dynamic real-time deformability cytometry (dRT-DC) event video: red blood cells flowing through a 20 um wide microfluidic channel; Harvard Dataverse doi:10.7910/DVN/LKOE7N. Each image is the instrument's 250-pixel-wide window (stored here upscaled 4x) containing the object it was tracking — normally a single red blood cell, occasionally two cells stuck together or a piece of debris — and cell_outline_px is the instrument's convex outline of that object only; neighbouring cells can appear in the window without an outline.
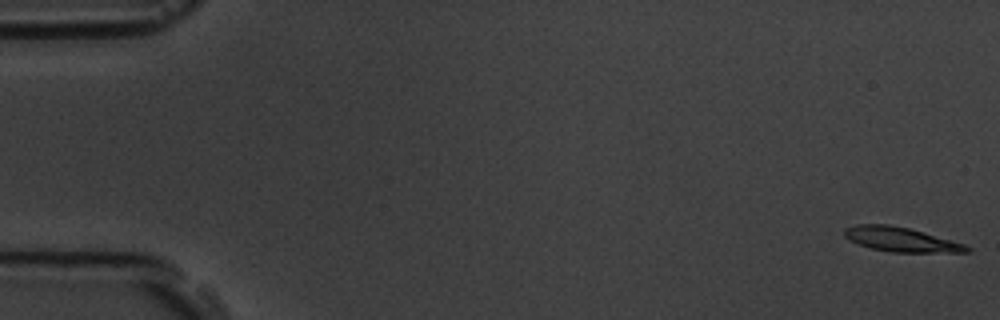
{"species": "common noctule bat (a hibernating species)", "species_latin": "Nyctalus noctula", "temperature_condition": "room temperature", "stored_images_in_passage": 54, "camera_frame_rate_fps": 3000, "um_per_image_px": 0.085, "animal": {"sex": "male", "body_mass_g": 19.5, "forearm_length_mm": 54.6}, "frame": {"image": 1, "passage_image": 1, "time_ms": 0.0, "image_size_px": [1000, 320], "cell_outline_px": [[972, 248], [968, 252], [892, 252], [872, 248], [848, 240], [844, 236], [844, 228], [856, 224], [888, 224], [908, 228], [924, 232], [964, 244]], "centroid_in_image_um": [76.55, 20.34], "position_along_channel_um": 8.5, "area_um2": 17.28}}
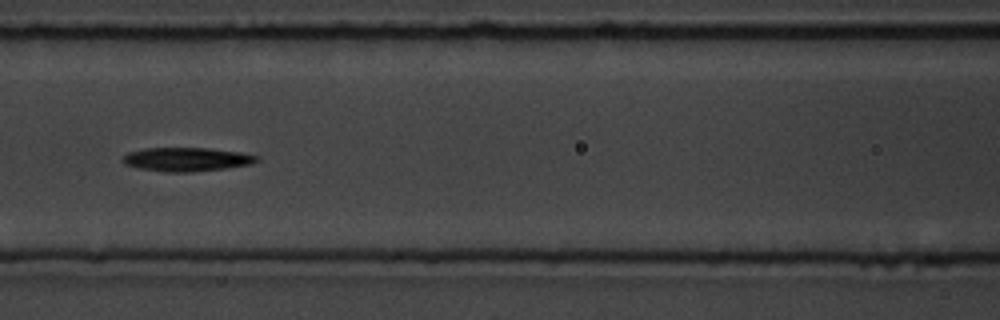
{"frame": {"image": 2, "passage_image": 24, "time_ms": 7.667, "image_size_px": [1000, 320], "cell_outline_px": [[260, 160], [252, 164], [224, 168], [192, 172], [168, 172], [140, 168], [124, 164], [120, 160], [128, 152], [144, 148], [208, 148], [240, 152], [260, 156]], "centroid_in_image_um": [15.88, 13.54], "position_along_channel_um": 150.7, "area_um2": 18.61}}
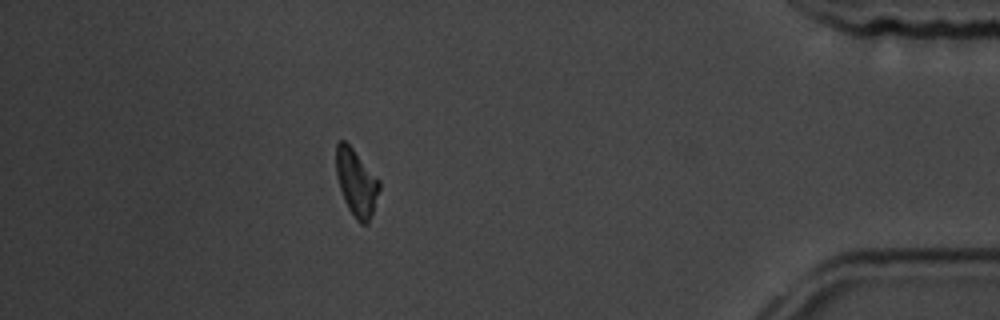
{"frame": {"image": 3, "passage_image": 48, "time_ms": 15.667, "image_size_px": [1000, 320], "cell_outline_px": [[380, 188], [368, 224], [360, 224], [356, 220], [348, 208], [344, 200], [336, 176], [336, 144], [340, 140], [344, 140], [352, 148], [380, 180]], "centroid_in_image_um": [30.28, 15.53], "position_along_channel_um": 404.9, "area_um2": 16.7}, "authors_computed_cell_mechanics": {"area_um2": 17.6001, "velocity_mm_per_s": 3.7661, "shape_relaxation_time_tau1_ms": 2.5151, "shape_relaxation_time_tau2_ms": null, "deformation_change_tau1": 0.1573, "deformation_change_tau2": null}}